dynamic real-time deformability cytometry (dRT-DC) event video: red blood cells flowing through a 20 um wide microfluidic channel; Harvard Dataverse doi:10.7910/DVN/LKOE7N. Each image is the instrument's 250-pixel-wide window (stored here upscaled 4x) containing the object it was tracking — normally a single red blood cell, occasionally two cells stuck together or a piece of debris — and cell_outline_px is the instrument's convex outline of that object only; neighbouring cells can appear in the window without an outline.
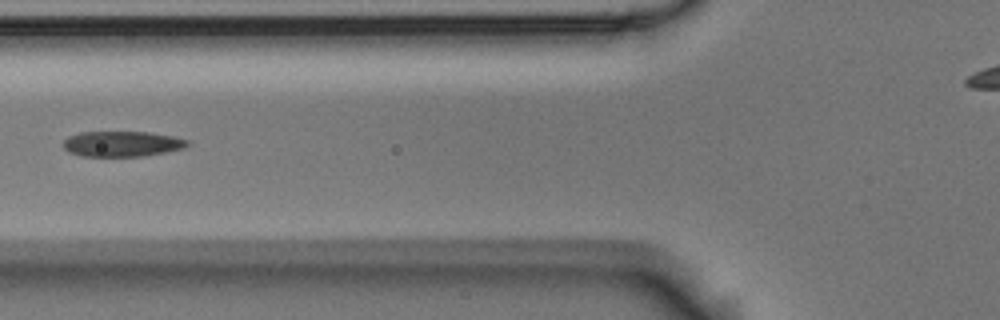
{"species": "Egyptian fruit bat (a non-hibernating species)", "species_latin": "Rousettus aegyptiacus", "temperature_condition": "room temperature", "stored_images_in_passage": 5, "camera_frame_rate_fps": 3000, "um_per_image_px": 0.085, "animal": {"sex": "male"}, "frame": {"image": 1, "passage_image": 3, "time_ms": 0.667, "image_size_px": [1000, 320], "cell_outline_px": [[192, 144], [184, 148], [144, 156], [80, 156], [68, 152], [64, 148], [64, 140], [68, 136], [80, 132], [148, 132], [172, 136], [188, 140]], "centroid_in_image_um": [10.37, 12.23], "position_along_channel_um": 115.4, "area_um2": 18.44}}
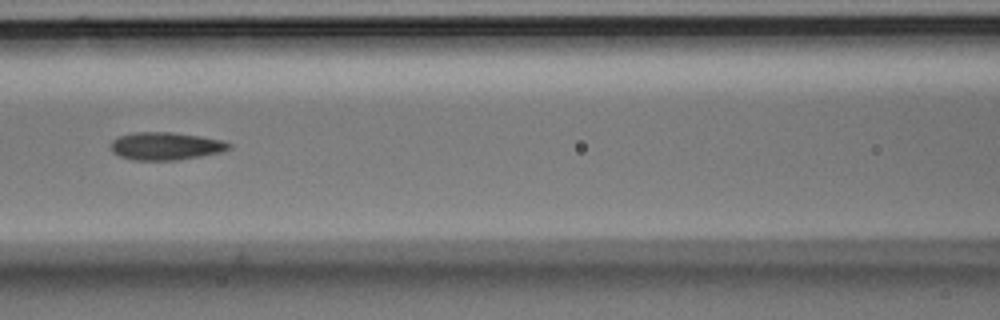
{"frame": {"image": 2, "passage_image": 4, "time_ms": 1.0, "image_size_px": [1000, 320], "cell_outline_px": [[232, 148], [220, 152], [200, 156], [176, 160], [132, 160], [120, 156], [112, 152], [112, 140], [120, 136], [136, 132], [172, 132], [200, 136], [224, 140], [232, 144]], "centroid_in_image_um": [14.12, 12.41], "position_along_channel_um": 152.5, "area_um2": 19.07}}
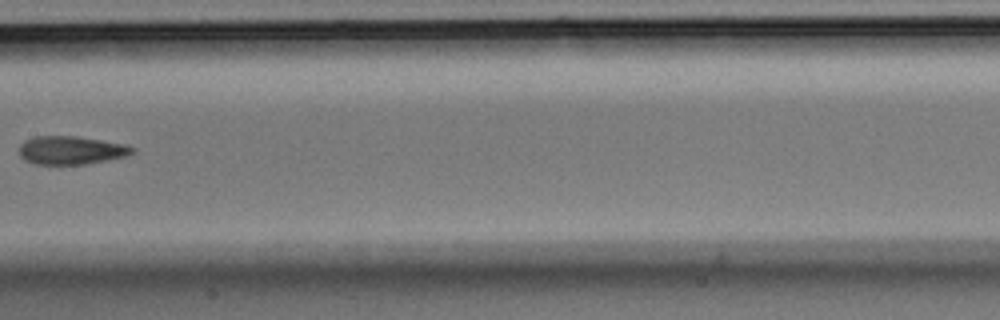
{"frame": {"image": 3, "passage_image": 5, "time_ms": 1.333, "image_size_px": [1000, 320], "cell_outline_px": [[136, 152], [124, 156], [84, 164], [36, 164], [24, 160], [20, 156], [20, 144], [24, 140], [36, 136], [76, 136], [124, 144], [136, 148]], "centroid_in_image_um": [6.02, 12.76], "position_along_channel_um": 201.4, "area_um2": 18.5}}